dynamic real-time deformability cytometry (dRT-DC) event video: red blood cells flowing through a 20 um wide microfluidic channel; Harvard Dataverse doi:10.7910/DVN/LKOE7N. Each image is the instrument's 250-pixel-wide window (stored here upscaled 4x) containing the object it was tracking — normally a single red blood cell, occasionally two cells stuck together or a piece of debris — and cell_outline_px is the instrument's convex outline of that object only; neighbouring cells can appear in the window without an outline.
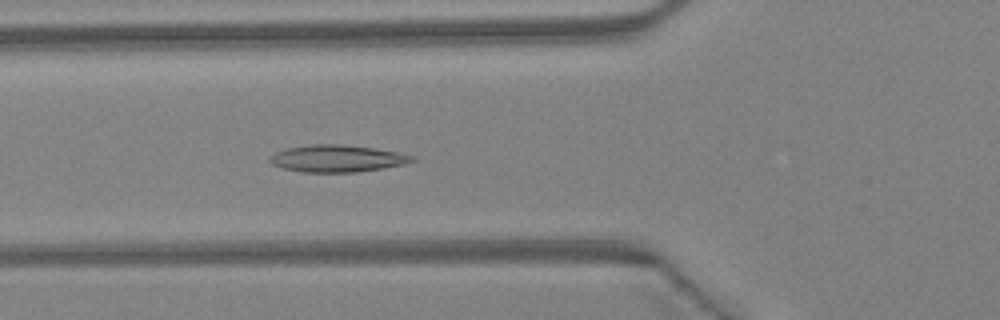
{"species": "Egyptian fruit bat (a non-hibernating species)", "species_latin": "Rousettus aegyptiacus", "temperature_condition": "warm", "stored_images_in_passage": 39, "camera_frame_rate_fps": 3000, "um_per_image_px": 0.085, "animal": {"sex": "female"}, "frame": {"image": 1, "passage_image": 11, "time_ms": 3.333, "image_size_px": [1000, 320], "cell_outline_px": [[416, 160], [404, 164], [356, 172], [300, 172], [284, 168], [272, 164], [268, 160], [268, 156], [276, 152], [288, 148], [312, 144], [340, 144], [372, 148], [396, 152], [416, 156]], "centroid_in_image_um": [28.63, 13.47], "position_along_channel_um": 97.2, "area_um2": 22.25}}
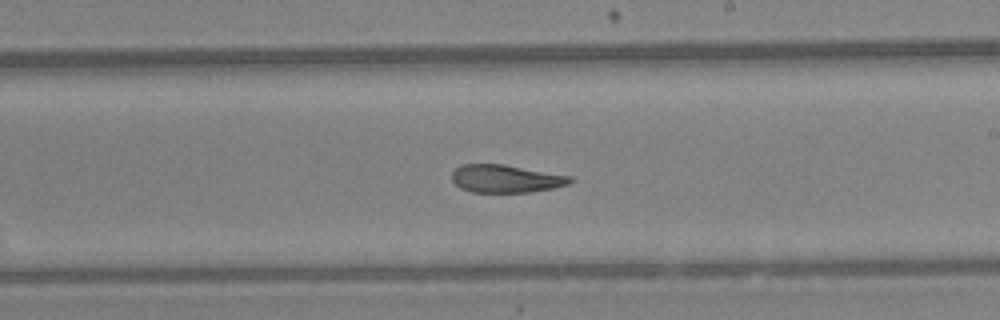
{"frame": {"image": 2, "passage_image": 21, "time_ms": 6.667, "image_size_px": [1000, 320], "cell_outline_px": [[572, 180], [568, 184], [552, 188], [528, 192], [472, 192], [460, 188], [452, 180], [452, 172], [460, 164], [504, 164], [572, 176]], "centroid_in_image_um": [42.97, 15.18], "position_along_channel_um": 246.0, "area_um2": 19.13}}
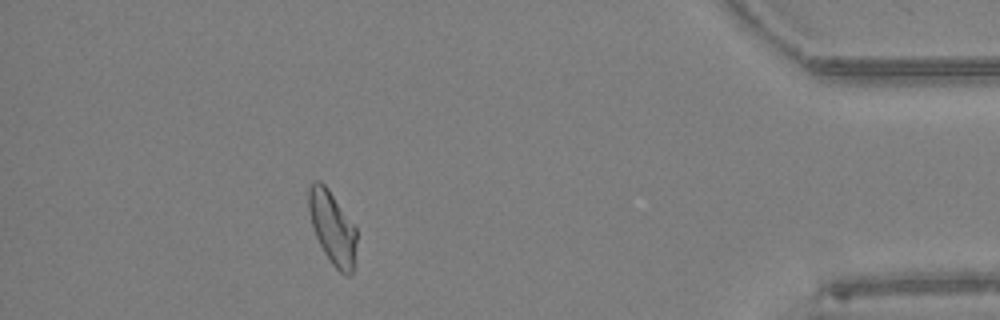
{"frame": {"image": 3, "passage_image": 35, "time_ms": 11.333, "image_size_px": [1000, 320], "cell_outline_px": [[356, 244], [352, 272], [348, 276], [344, 276], [332, 264], [324, 252], [316, 236], [312, 224], [308, 208], [308, 188], [312, 180], [320, 180], [328, 188], [356, 228]], "centroid_in_image_um": [28.23, 19.33], "position_along_channel_um": 407.0, "area_um2": 20.23}, "authors_computed_cell_mechanics": {"area_um2": 20.519, "velocity_mm_per_s": 4.4879, "shape_relaxation_time_tau1_ms": 5.4639, "shape_relaxation_time_tau2_ms": 2.4773, "deformation_change_tau1": 0.182, "deformation_change_tau2": 0.0932}}